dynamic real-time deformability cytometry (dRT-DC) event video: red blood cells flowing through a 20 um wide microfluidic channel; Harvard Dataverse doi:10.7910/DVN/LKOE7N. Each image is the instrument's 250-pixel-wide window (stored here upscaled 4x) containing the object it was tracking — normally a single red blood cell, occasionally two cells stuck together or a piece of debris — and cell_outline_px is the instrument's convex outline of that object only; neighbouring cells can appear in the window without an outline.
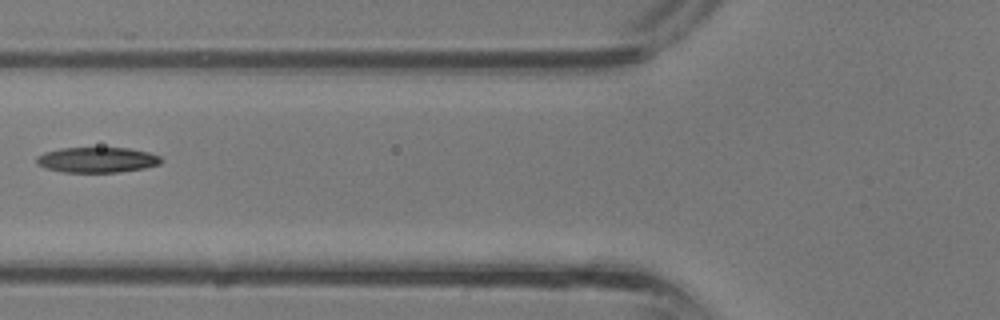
{"species": "common noctule bat (a hibernating species)", "species_latin": "Nyctalus noctula", "temperature_condition": "room temperature", "stored_images_in_passage": 27, "camera_frame_rate_fps": 3000, "um_per_image_px": 0.085, "animal": {"sex": "male", "body_mass_g": 13.3}, "frame": {"image": 1, "passage_image": 5, "time_ms": 1.333, "image_size_px": [1000, 320], "cell_outline_px": [[164, 160], [160, 164], [144, 168], [120, 172], [64, 172], [44, 168], [36, 164], [36, 156], [44, 152], [60, 148], [128, 148], [148, 152], [160, 156]], "centroid_in_image_um": [8.24, 13.59], "position_along_channel_um": 117.6, "area_um2": 18.55}}
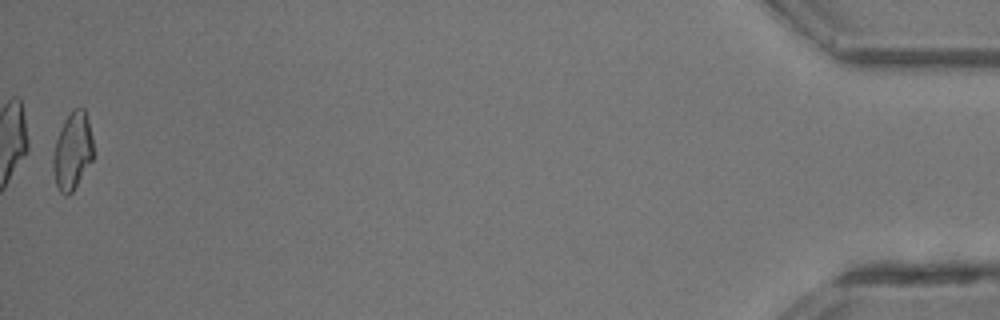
{"frame": {"image": 2, "passage_image": 27, "time_ms": 8.667, "image_size_px": [1000, 320], "cell_outline_px": [[92, 160], [72, 192], [68, 196], [64, 196], [60, 192], [56, 184], [52, 168], [52, 156], [56, 140], [64, 120], [72, 108], [84, 108], [88, 120], [92, 136]], "centroid_in_image_um": [6.14, 12.84], "position_along_channel_um": 429.1, "area_um2": 18.09}}